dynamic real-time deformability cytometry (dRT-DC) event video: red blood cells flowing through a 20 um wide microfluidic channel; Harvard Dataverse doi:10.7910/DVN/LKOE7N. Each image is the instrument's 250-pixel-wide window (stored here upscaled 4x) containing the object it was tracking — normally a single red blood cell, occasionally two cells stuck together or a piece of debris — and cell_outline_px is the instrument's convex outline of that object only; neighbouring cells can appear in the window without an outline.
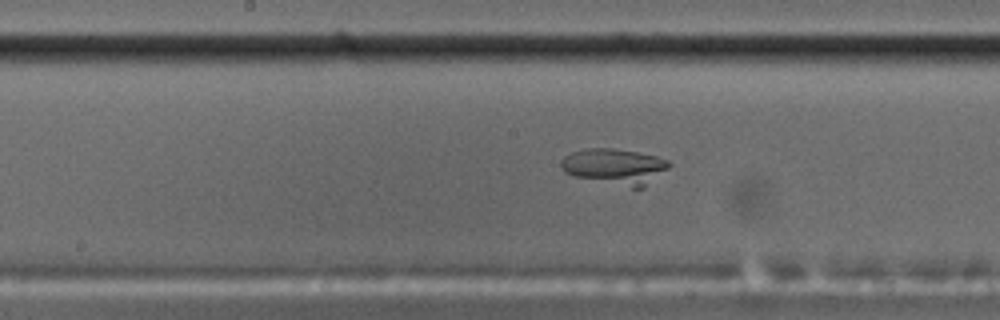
{"species": "common noctule bat (a hibernating species)", "species_latin": "Nyctalus noctula", "temperature_condition": "cold", "stored_images_in_passage": 50, "camera_frame_rate_fps": 3000, "um_per_image_px": 0.085, "animal": {"sex": "male", "body_mass_g": 17.5, "forearm_length_mm": 52.3}, "frame": {"image": 1, "passage_image": 22, "time_ms": 7.0, "image_size_px": [1000, 320], "cell_outline_px": [[672, 164], [668, 168], [644, 188], [632, 188], [576, 176], [564, 172], [560, 168], [560, 160], [564, 156], [572, 152], [588, 148], [612, 148], [636, 152], [656, 156], [668, 160]], "centroid_in_image_um": [52.26, 14.15], "position_along_channel_um": 195.9, "area_um2": 22.48}}
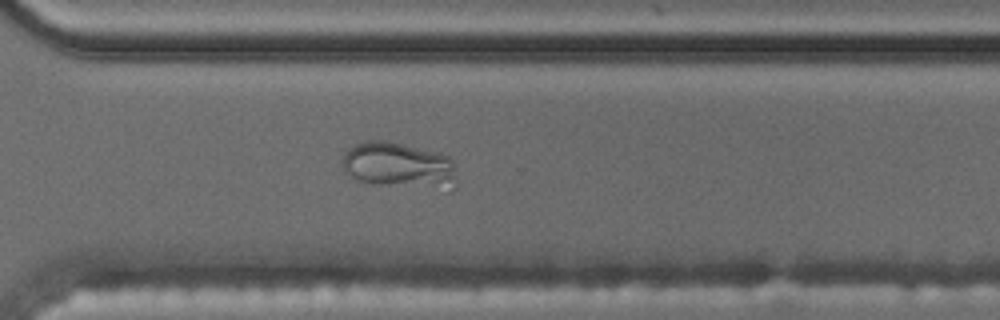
{"frame": {"image": 2, "passage_image": 34, "time_ms": 11.0, "image_size_px": [1000, 320], "cell_outline_px": [[456, 188], [452, 192], [448, 192], [372, 184], [352, 180], [348, 176], [344, 168], [344, 152], [352, 144], [368, 140], [384, 140], [436, 152], [448, 156], [452, 160]], "centroid_in_image_um": [33.92, 14.12], "position_along_channel_um": 336.7, "area_um2": 31.73}}
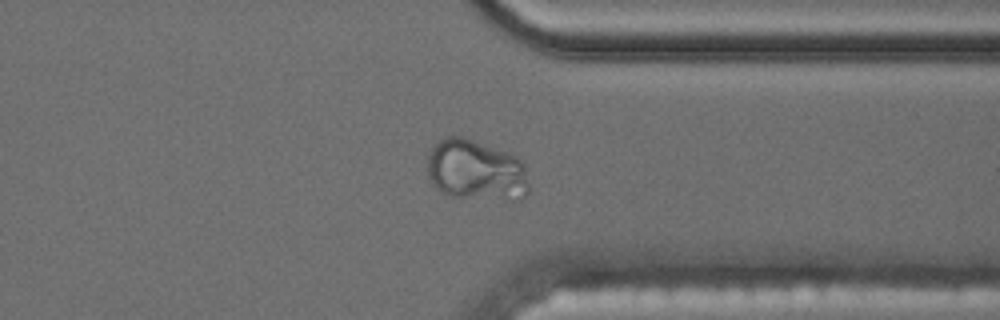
{"frame": {"image": 3, "passage_image": 37, "time_ms": 12.0, "image_size_px": [1000, 320], "cell_outline_px": [[528, 192], [524, 196], [448, 196], [436, 188], [432, 184], [428, 176], [428, 156], [432, 148], [444, 136], [464, 136], [516, 156], [524, 164], [528, 184]], "centroid_in_image_um": [40.39, 14.4], "position_along_channel_um": 371.0, "area_um2": 34.97}}